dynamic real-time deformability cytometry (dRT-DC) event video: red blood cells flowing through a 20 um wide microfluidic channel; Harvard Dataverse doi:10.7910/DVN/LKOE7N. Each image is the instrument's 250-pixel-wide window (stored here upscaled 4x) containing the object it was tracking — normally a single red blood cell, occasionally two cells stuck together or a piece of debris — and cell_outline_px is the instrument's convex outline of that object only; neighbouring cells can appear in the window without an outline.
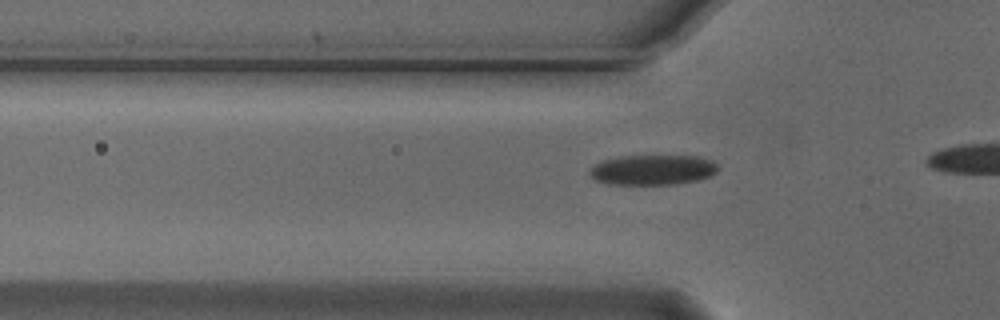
{"species": "Egyptian fruit bat (a non-hibernating species)", "species_latin": "Rousettus aegyptiacus", "temperature_condition": "cold", "stored_images_in_passage": 15, "camera_frame_rate_fps": 3000, "um_per_image_px": 0.085, "animal": {"sex": "male"}, "frame": {"image": 1, "passage_image": 9, "time_ms": 2.667, "image_size_px": [1000, 320], "cell_outline_px": [[720, 168], [712, 176], [700, 180], [676, 184], [608, 184], [596, 180], [588, 176], [588, 168], [592, 164], [600, 160], [620, 156], [696, 156], [712, 160]], "centroid_in_image_um": [55.44, 14.44], "position_along_channel_um": 70.4, "area_um2": 23.0}}
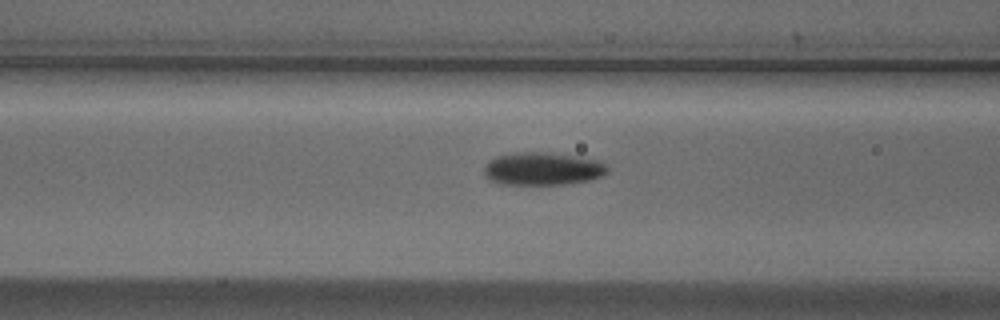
{"frame": {"image": 2, "passage_image": 13, "time_ms": 4.0, "image_size_px": [1000, 320], "cell_outline_px": [[608, 172], [604, 176], [588, 180], [568, 184], [500, 184], [484, 176], [484, 164], [488, 160], [496, 156], [516, 152], [548, 152], [576, 156], [596, 160], [604, 164], [608, 168]], "centroid_in_image_um": [46.1, 14.34], "position_along_channel_um": 120.5, "area_um2": 23.76}}